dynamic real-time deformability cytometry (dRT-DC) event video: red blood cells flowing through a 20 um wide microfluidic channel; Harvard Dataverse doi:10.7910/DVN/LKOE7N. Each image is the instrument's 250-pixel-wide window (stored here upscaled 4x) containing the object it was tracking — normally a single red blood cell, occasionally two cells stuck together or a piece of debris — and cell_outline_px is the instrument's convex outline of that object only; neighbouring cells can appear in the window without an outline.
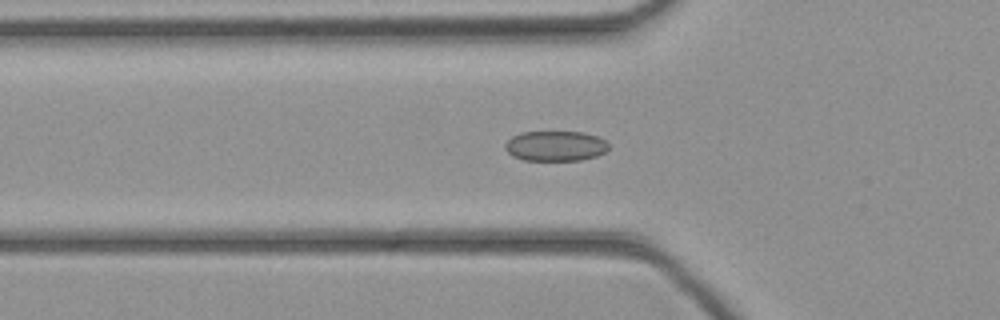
{"species": "common noctule bat (a hibernating species)", "species_latin": "Nyctalus noctula", "temperature_condition": "cold", "stored_images_in_passage": 45, "segment_of_instrument_passage": [1, 2], "camera_frame_rate_fps": 3000, "um_per_image_px": 0.085, "animal": {"sex": "female", "body_mass_g": 21.9}, "frame": {"image": 1, "passage_image": 14, "time_ms": 4.333, "image_size_px": [1000, 320], "cell_outline_px": [[608, 148], [604, 152], [596, 156], [580, 160], [524, 160], [512, 156], [504, 148], [504, 144], [512, 136], [520, 132], [584, 132], [596, 136], [604, 140], [608, 144]], "centroid_in_image_um": [47.18, 12.4], "position_along_channel_um": 78.6, "area_um2": 18.15}}
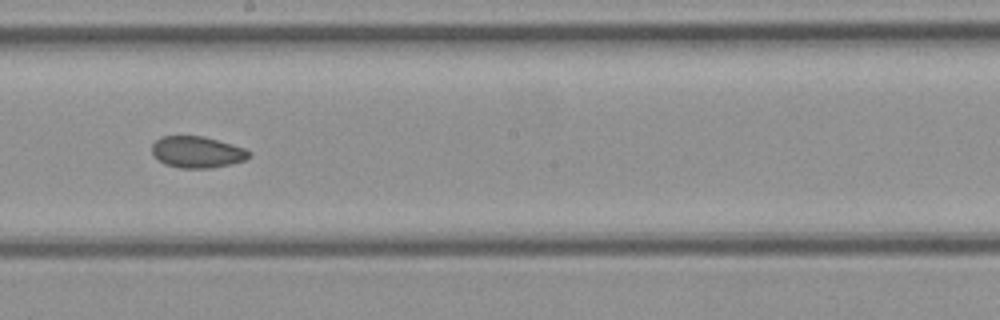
{"frame": {"image": 2, "passage_image": 24, "time_ms": 7.667, "image_size_px": [1000, 320], "cell_outline_px": [[252, 156], [244, 160], [228, 164], [208, 168], [180, 168], [164, 164], [152, 152], [152, 144], [160, 136], [204, 136], [232, 144], [244, 148], [252, 152]], "centroid_in_image_um": [16.77, 12.91], "position_along_channel_um": 231.4, "area_um2": 17.74}}
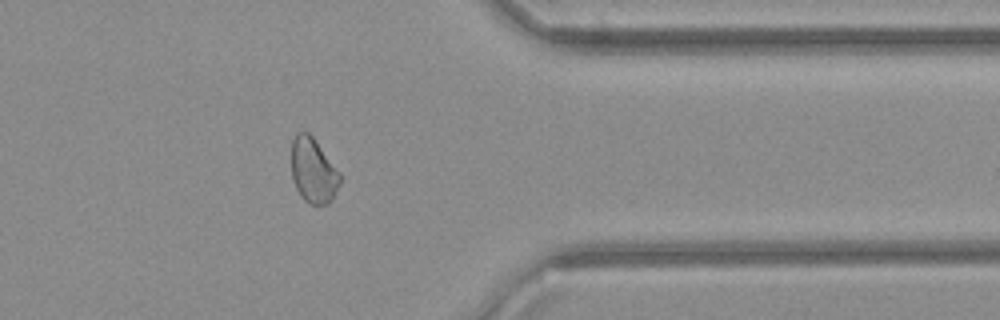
{"frame": {"image": 3, "passage_image": 35, "time_ms": 11.333, "image_size_px": [1000, 320], "cell_outline_px": [[340, 184], [332, 200], [328, 204], [308, 204], [300, 196], [296, 188], [292, 176], [292, 140], [296, 132], [308, 132], [312, 136], [340, 172]], "centroid_in_image_um": [26.63, 14.51], "position_along_channel_um": 384.8, "area_um2": 18.38}}